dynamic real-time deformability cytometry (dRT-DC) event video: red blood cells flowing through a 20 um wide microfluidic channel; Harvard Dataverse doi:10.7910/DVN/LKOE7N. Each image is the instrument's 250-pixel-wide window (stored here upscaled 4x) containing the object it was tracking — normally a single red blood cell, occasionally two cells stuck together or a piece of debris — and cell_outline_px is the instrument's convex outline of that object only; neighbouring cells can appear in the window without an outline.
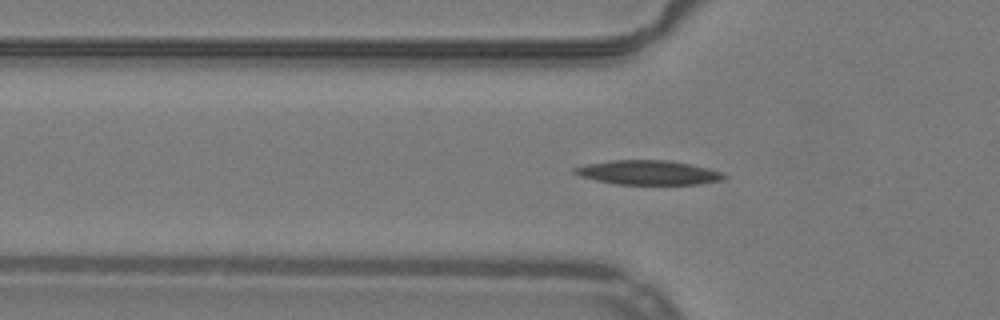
{"species": "common noctule bat (a hibernating species)", "species_latin": "Nyctalus noctula", "temperature_condition": "warm", "stored_images_in_passage": 42, "camera_frame_rate_fps": 3000, "um_per_image_px": 0.085, "animal": {"sex": "male", "body_mass_g": 19.2, "forearm_length_mm": 51.8}, "frame": {"image": 1, "passage_image": 6, "time_ms": 1.667, "image_size_px": [1000, 320], "cell_outline_px": [[728, 176], [720, 180], [700, 184], [616, 184], [596, 180], [580, 176], [572, 172], [572, 168], [584, 164], [608, 160], [668, 160], [692, 164], [708, 168], [720, 172]], "centroid_in_image_um": [55.05, 14.66], "position_along_channel_um": 70.7, "area_um2": 21.27}}
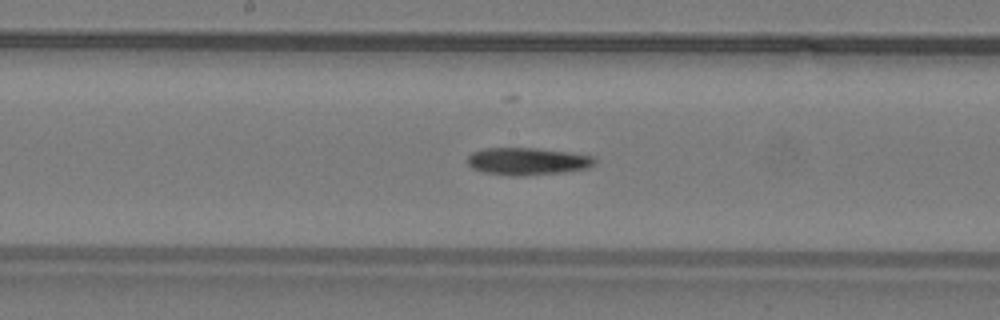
{"frame": {"image": 2, "passage_image": 16, "time_ms": 5.0, "image_size_px": [1000, 320], "cell_outline_px": [[596, 160], [588, 168], [524, 176], [516, 176], [484, 172], [472, 168], [468, 164], [468, 156], [472, 152], [484, 148], [536, 148], [568, 152], [592, 156]], "centroid_in_image_um": [44.78, 13.7], "position_along_channel_um": 203.4, "area_um2": 19.94}}
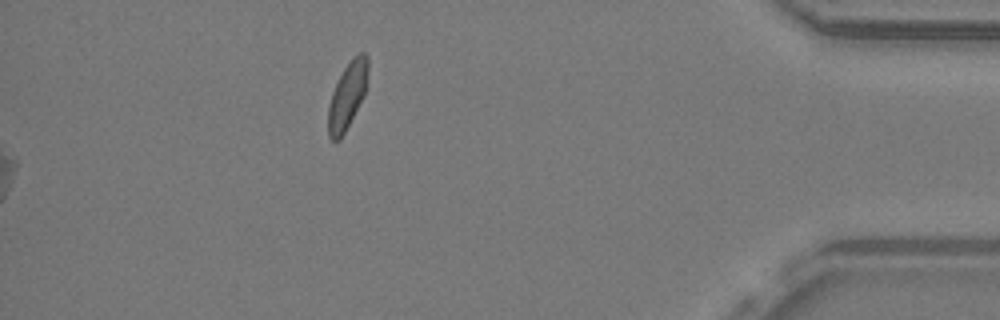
{"frame": {"image": 3, "passage_image": 42, "time_ms": 13.667, "image_size_px": [1000, 320], "cell_outline_px": [[368, 72], [364, 96], [340, 140], [332, 140], [328, 136], [328, 108], [332, 92], [344, 68], [352, 56], [360, 52], [364, 52], [368, 56]], "centroid_in_image_um": [29.53, 8.09], "position_along_channel_um": 405.7, "area_um2": 15.37}, "authors_computed_cell_mechanics": {"area_um2": 20.7502, "velocity_mm_per_s": 3.9672, "shape_relaxation_time_tau1_ms": 10.1914, "shape_relaxation_time_tau2_ms": null, "deformation_change_tau1": 0.1935, "deformation_change_tau2": null}}